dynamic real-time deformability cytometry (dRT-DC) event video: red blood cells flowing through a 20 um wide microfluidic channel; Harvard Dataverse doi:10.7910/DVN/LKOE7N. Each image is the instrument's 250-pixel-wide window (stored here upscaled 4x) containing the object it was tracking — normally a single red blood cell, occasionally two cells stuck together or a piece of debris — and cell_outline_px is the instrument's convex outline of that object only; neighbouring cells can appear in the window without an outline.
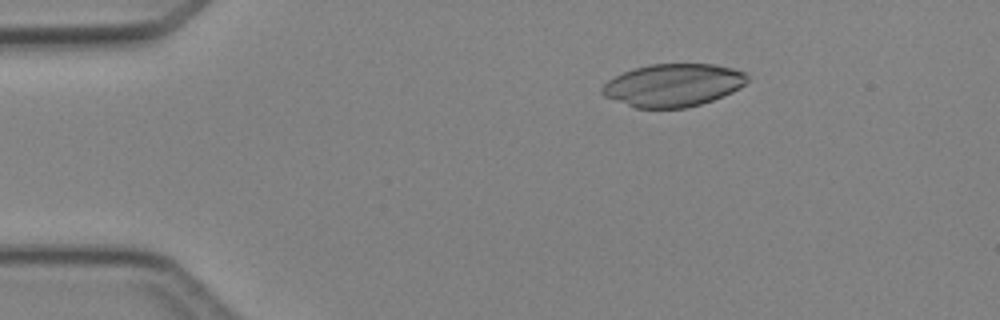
{"species": "Egyptian fruit bat (a non-hibernating species)", "species_latin": "Rousettus aegyptiacus", "temperature_condition": "cold", "stored_images_in_passage": 6, "camera_frame_rate_fps": 3000, "um_per_image_px": 0.085, "animal": {"sex": "female"}, "frame": {"image": 1, "passage_image": 3, "time_ms": 2.333, "image_size_px": [1000, 320], "cell_outline_px": [[748, 80], [740, 88], [724, 96], [700, 104], [684, 108], [636, 108], [604, 96], [600, 92], [600, 88], [608, 80], [624, 72], [636, 68], [652, 64], [716, 64], [732, 68], [744, 72], [748, 76]], "centroid_in_image_um": [57.22, 7.24], "position_along_channel_um": 27.8, "area_um2": 36.07}}